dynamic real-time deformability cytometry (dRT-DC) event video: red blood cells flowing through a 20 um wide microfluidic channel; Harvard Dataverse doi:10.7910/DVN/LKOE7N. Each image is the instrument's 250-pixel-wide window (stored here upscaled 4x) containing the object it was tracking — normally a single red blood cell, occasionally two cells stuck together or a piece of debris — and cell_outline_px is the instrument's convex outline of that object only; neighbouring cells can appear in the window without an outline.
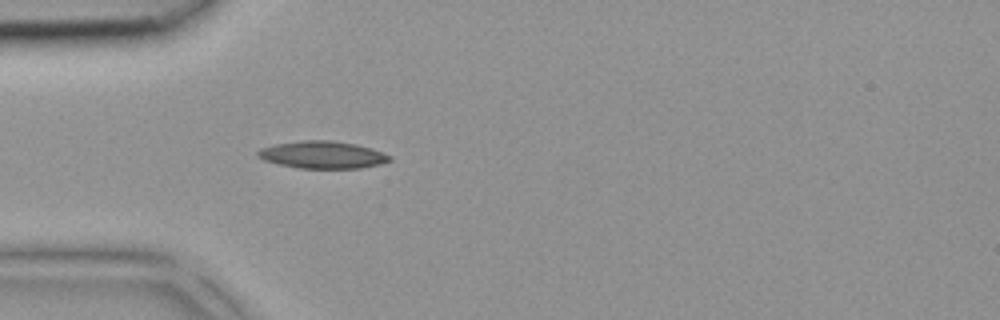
{"species": "common noctule bat (a hibernating species)", "species_latin": "Nyctalus noctula", "temperature_condition": "room temperature", "stored_images_in_passage": 30, "camera_frame_rate_fps": 3000, "um_per_image_px": 0.085, "animal": {"sex": "female", "body_mass_g": 18.4}, "frame": {"image": 1, "passage_image": 1, "time_ms": 0.0, "image_size_px": [1000, 320], "cell_outline_px": [[392, 160], [380, 164], [360, 168], [300, 168], [280, 164], [264, 160], [256, 156], [256, 152], [260, 148], [276, 144], [300, 140], [332, 140], [356, 144], [372, 148], [392, 156]], "centroid_in_image_um": [27.42, 13.15], "position_along_channel_um": 57.6, "area_um2": 21.04}}
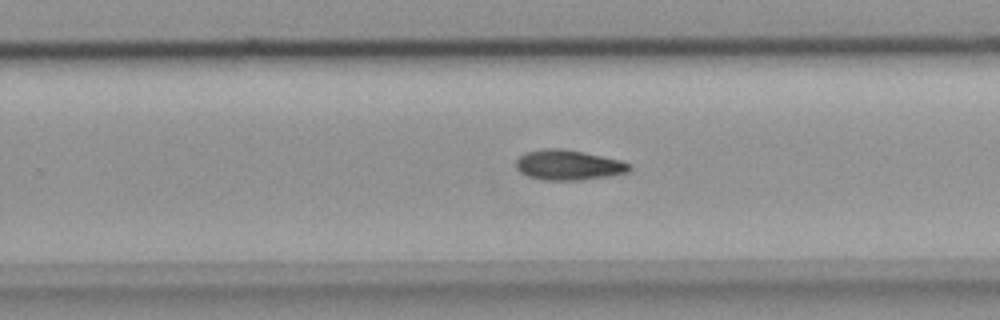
{"frame": {"image": 2, "passage_image": 15, "time_ms": 4.667, "image_size_px": [1000, 320], "cell_outline_px": [[632, 168], [628, 172], [608, 176], [580, 180], [544, 180], [528, 176], [520, 172], [516, 168], [516, 160], [524, 152], [544, 148], [560, 148], [584, 152], [620, 160], [628, 164]], "centroid_in_image_um": [48.28, 14.02], "position_along_channel_um": 281.5, "area_um2": 19.88}}
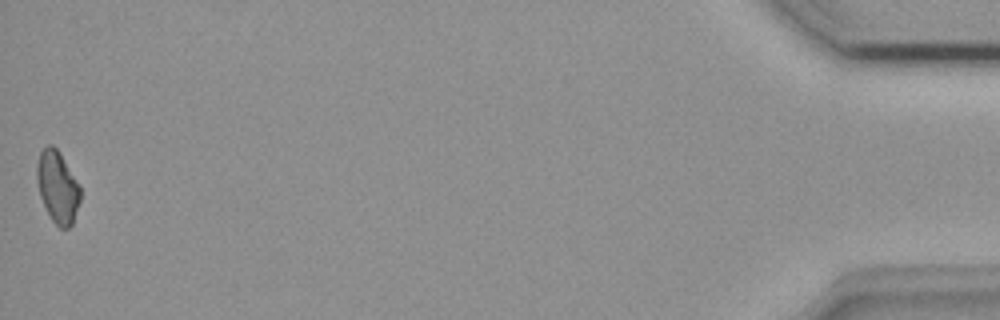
{"frame": {"image": 3, "passage_image": 30, "time_ms": 9.667, "image_size_px": [1000, 320], "cell_outline_px": [[80, 200], [72, 224], [68, 228], [60, 228], [52, 220], [40, 196], [36, 180], [36, 164], [40, 152], [48, 144], [52, 144], [60, 152], [80, 184]], "centroid_in_image_um": [4.89, 15.86], "position_along_channel_um": 430.3, "area_um2": 18.26}}